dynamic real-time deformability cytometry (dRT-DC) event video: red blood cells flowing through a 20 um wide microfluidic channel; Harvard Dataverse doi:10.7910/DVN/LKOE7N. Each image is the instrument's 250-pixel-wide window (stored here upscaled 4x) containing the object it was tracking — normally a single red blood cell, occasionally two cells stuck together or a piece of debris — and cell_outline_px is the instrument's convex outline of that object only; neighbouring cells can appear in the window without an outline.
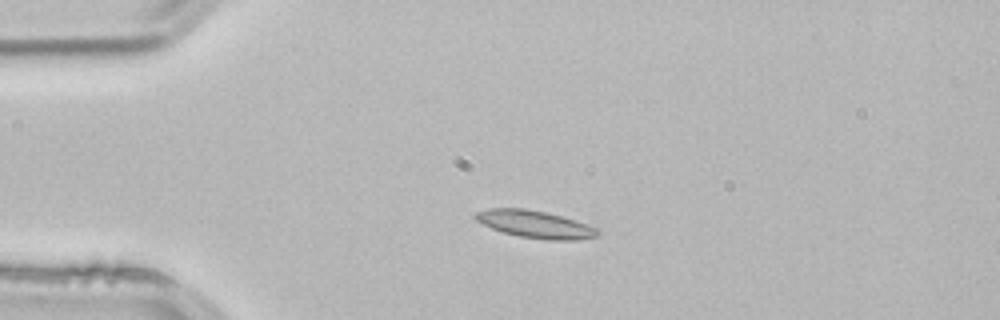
{"species": "common noctule bat (a hibernating species)", "species_latin": "Nyctalus noctula", "temperature_condition": "room temperature", "stored_images_in_passage": 2, "camera_frame_rate_fps": 3000, "um_per_image_px": 0.085, "animal": {"sex": "male", "body_mass_g": 21.5, "forearm_length_mm": 52.0}, "frame": {"image": 1, "passage_image": 1, "time_ms": 0.0, "image_size_px": [1000, 320], "cell_outline_px": [[600, 232], [596, 236], [576, 240], [548, 240], [520, 236], [504, 232], [492, 228], [476, 220], [472, 216], [476, 212], [488, 208], [524, 208], [544, 212], [560, 216], [596, 228]], "centroid_in_image_um": [45.43, 19.06], "position_along_channel_um": 39.6, "area_um2": 19.07}}
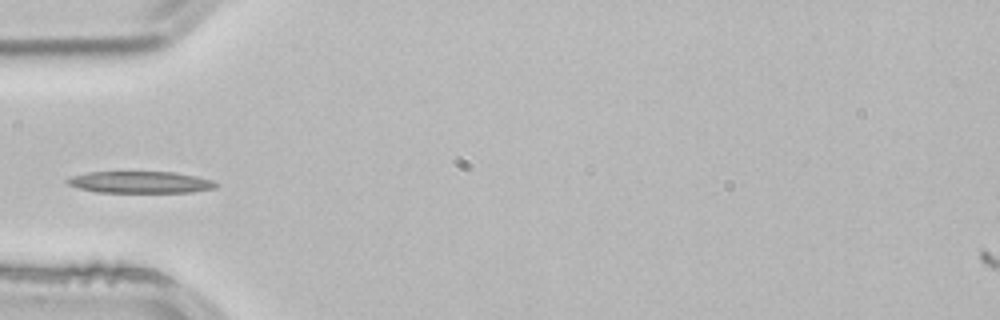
{"frame": {"image": 2, "passage_image": 2, "time_ms": 0.333, "image_size_px": [1000, 320], "cell_outline_px": [[216, 188], [192, 192], [96, 192], [80, 188], [68, 184], [64, 180], [72, 176], [88, 172], [176, 172], [196, 176], [212, 180], [216, 184]], "centroid_in_image_um": [11.92, 15.48], "position_along_channel_um": 73.1, "area_um2": 18.73}}